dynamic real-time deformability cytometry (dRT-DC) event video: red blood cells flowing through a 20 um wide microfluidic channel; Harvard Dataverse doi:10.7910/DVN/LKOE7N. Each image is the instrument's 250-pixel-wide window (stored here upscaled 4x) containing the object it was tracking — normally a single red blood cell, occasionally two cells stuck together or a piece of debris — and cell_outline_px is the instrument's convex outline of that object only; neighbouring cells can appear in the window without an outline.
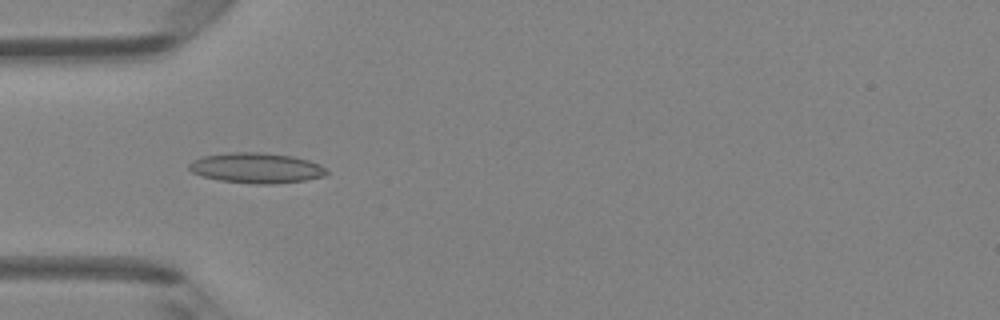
{"species": "Egyptian fruit bat (a non-hibernating species)", "species_latin": "Rousettus aegyptiacus", "temperature_condition": "room temperature", "stored_images_in_passage": 7, "camera_frame_rate_fps": 3000, "um_per_image_px": 0.085, "animal": {"sex": "female"}, "frame": {"image": 1, "passage_image": 5, "time_ms": 1.333, "image_size_px": [1000, 320], "cell_outline_px": [[328, 172], [324, 176], [304, 180], [272, 184], [256, 184], [220, 180], [204, 176], [192, 172], [188, 168], [188, 164], [192, 160], [204, 156], [232, 152], [264, 152], [292, 156], [308, 160], [320, 164]], "centroid_in_image_um": [21.79, 14.27], "position_along_channel_um": 63.2, "area_um2": 24.16}}
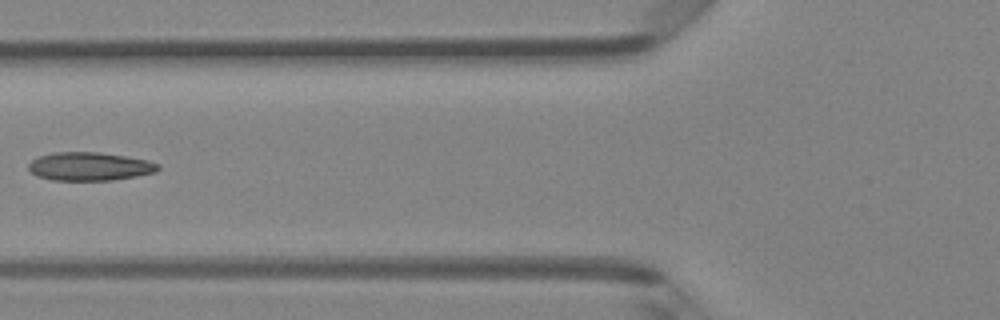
{"frame": {"image": 2, "passage_image": 6, "time_ms": 1.667, "image_size_px": [1000, 320], "cell_outline_px": [[160, 168], [156, 172], [136, 176], [112, 180], [52, 180], [36, 176], [28, 168], [28, 164], [32, 160], [40, 156], [56, 152], [100, 152], [148, 160], [160, 164]], "centroid_in_image_um": [7.63, 14.15], "position_along_channel_um": 118.2, "area_um2": 21.39}}
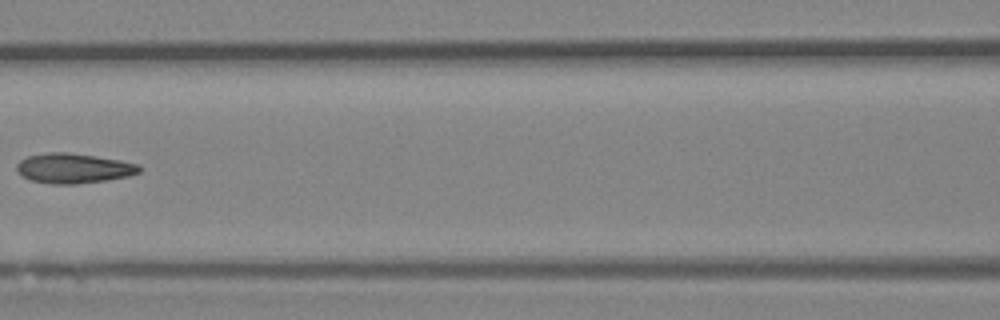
{"frame": {"image": 3, "passage_image": 7, "time_ms": 2.0, "image_size_px": [1000, 320], "cell_outline_px": [[140, 172], [128, 176], [108, 180], [76, 184], [52, 184], [32, 180], [24, 176], [16, 168], [16, 164], [20, 160], [28, 156], [48, 152], [68, 152], [96, 156], [120, 160], [140, 164]], "centroid_in_image_um": [6.28, 14.3], "position_along_channel_um": 160.3, "area_um2": 21.33}}